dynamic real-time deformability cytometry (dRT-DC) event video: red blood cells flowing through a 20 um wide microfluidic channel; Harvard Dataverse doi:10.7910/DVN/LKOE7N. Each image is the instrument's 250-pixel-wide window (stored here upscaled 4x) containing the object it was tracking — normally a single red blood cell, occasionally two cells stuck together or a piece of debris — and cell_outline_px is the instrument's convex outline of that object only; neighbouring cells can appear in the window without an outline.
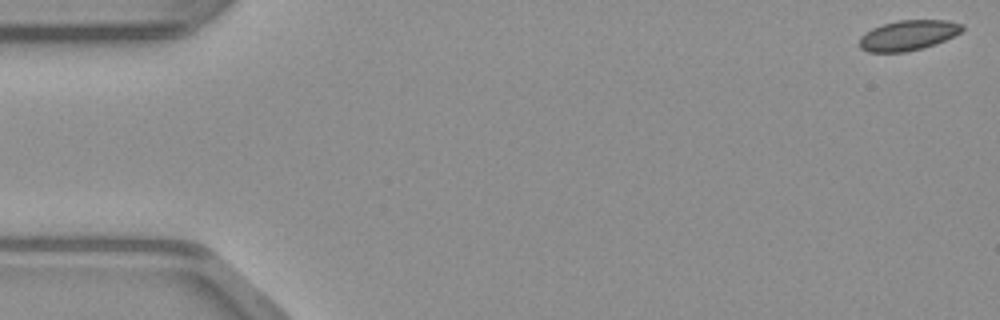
{"species": "common noctule bat (a hibernating species)", "species_latin": "Nyctalus noctula", "temperature_condition": "warm", "stored_images_in_passage": 49, "camera_frame_rate_fps": 3000, "um_per_image_px": 0.085, "animal": {"sex": "male", "body_mass_g": 23.1, "forearm_length_mm": 52.7}, "frame": {"image": 1, "passage_image": 1, "time_ms": 0.0, "image_size_px": [1000, 320], "cell_outline_px": [[964, 28], [960, 32], [936, 44], [904, 52], [868, 52], [860, 48], [860, 36], [864, 32], [872, 28], [884, 24], [900, 20], [948, 20], [964, 24]], "centroid_in_image_um": [77.18, 2.99], "position_along_channel_um": 7.8, "area_um2": 17.98}}
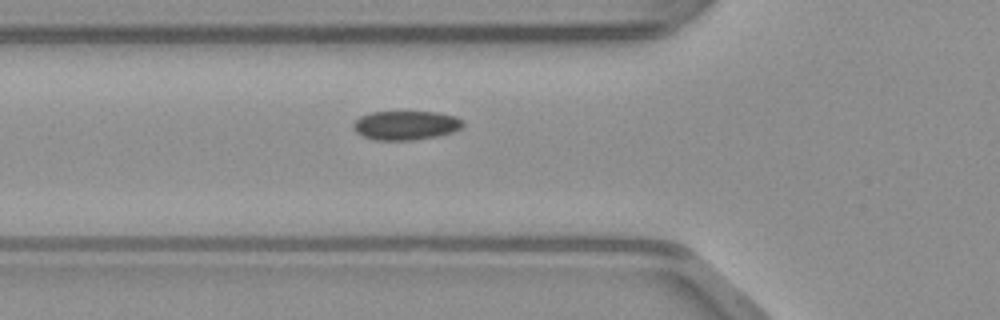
{"frame": {"image": 2, "passage_image": 17, "time_ms": 5.333, "image_size_px": [1000, 320], "cell_outline_px": [[464, 124], [460, 128], [452, 132], [436, 136], [412, 140], [376, 140], [364, 136], [356, 132], [352, 128], [352, 124], [360, 116], [372, 112], [436, 112], [452, 116], [460, 120]], "centroid_in_image_um": [34.44, 10.65], "position_along_channel_um": 91.4, "area_um2": 18.32}}
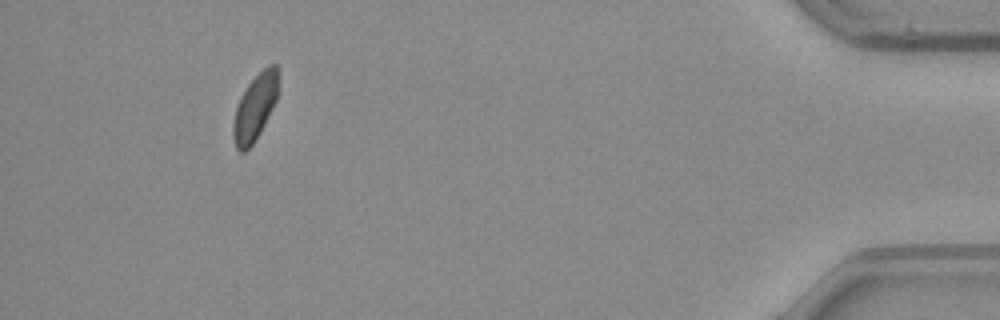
{"frame": {"image": 3, "passage_image": 45, "time_ms": 14.667, "image_size_px": [1000, 320], "cell_outline_px": [[280, 72], [276, 100], [260, 132], [252, 144], [244, 152], [240, 152], [236, 148], [232, 136], [232, 124], [236, 108], [248, 84], [268, 64], [276, 64]], "centroid_in_image_um": [21.69, 9.11], "position_along_channel_um": 413.5, "area_um2": 17.22}}